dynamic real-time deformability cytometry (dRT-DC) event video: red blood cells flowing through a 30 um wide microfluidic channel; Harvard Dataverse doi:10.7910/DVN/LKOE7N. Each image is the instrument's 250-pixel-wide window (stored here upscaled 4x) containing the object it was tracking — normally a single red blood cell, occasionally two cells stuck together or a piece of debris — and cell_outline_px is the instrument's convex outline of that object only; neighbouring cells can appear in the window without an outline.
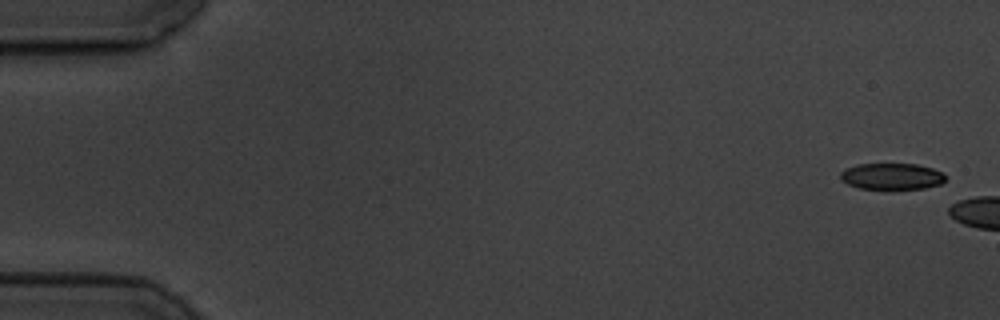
{"species": "common noctule bat (a hibernating species)", "species_latin": "Nyctalus noctula", "temperature_condition": "cold", "stored_images_in_passage": 4, "camera_frame_rate_fps": 3000, "um_per_image_px": 0.085, "animal": {"sex": "male", "body_mass_g": 19.5, "forearm_length_mm": 54.6}, "frame": {"image": 1, "passage_image": 1, "time_ms": 0.0, "image_size_px": [1000, 320], "cell_outline_px": [[944, 180], [940, 184], [924, 188], [860, 188], [848, 184], [840, 180], [840, 172], [844, 168], [856, 164], [916, 164], [932, 168], [944, 172]], "centroid_in_image_um": [75.76, 14.97], "position_along_channel_um": 9.2, "area_um2": 16.01}}